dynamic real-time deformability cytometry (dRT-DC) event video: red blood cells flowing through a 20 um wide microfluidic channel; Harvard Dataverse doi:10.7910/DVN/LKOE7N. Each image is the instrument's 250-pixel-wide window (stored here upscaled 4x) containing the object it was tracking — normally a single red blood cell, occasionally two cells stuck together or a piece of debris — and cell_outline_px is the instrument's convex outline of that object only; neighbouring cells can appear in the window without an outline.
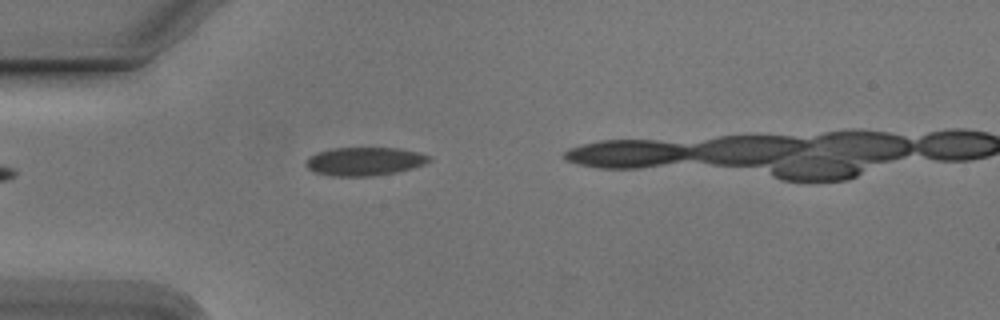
{"species": "Egyptian fruit bat (a non-hibernating species)", "species_latin": "Rousettus aegyptiacus", "temperature_condition": "cold", "stored_images_in_passage": 5, "camera_frame_rate_fps": 3000, "um_per_image_px": 0.085, "animal": {"sex": "male"}, "frame": {"image": 1, "passage_image": 1, "time_ms": 0.0, "image_size_px": [1000, 320], "cell_outline_px": [[432, 160], [424, 164], [412, 168], [396, 172], [372, 176], [332, 176], [316, 172], [308, 168], [304, 164], [304, 160], [308, 156], [316, 152], [332, 148], [400, 148], [420, 152], [432, 156]], "centroid_in_image_um": [30.98, 13.7], "position_along_channel_um": 54.0, "area_um2": 20.63}}
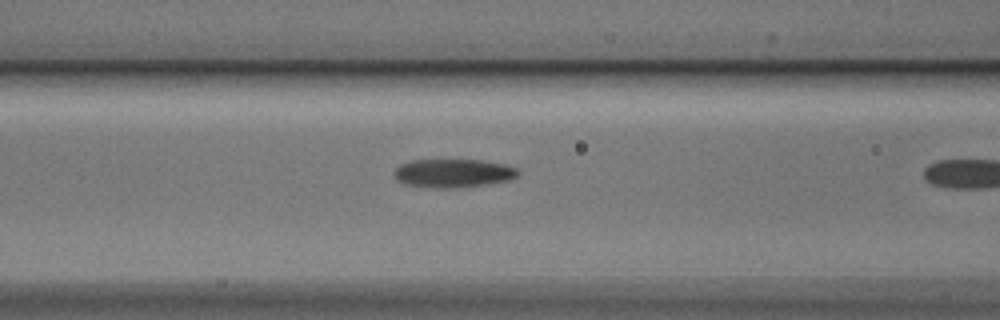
{"frame": {"image": 2, "passage_image": 4, "time_ms": 1.0, "image_size_px": [1000, 320], "cell_outline_px": [[520, 172], [512, 180], [488, 184], [456, 188], [420, 188], [404, 184], [396, 180], [392, 172], [400, 164], [412, 160], [480, 160], [504, 164], [520, 168]], "centroid_in_image_um": [38.51, 14.74], "position_along_channel_um": 128.1, "area_um2": 21.1}}